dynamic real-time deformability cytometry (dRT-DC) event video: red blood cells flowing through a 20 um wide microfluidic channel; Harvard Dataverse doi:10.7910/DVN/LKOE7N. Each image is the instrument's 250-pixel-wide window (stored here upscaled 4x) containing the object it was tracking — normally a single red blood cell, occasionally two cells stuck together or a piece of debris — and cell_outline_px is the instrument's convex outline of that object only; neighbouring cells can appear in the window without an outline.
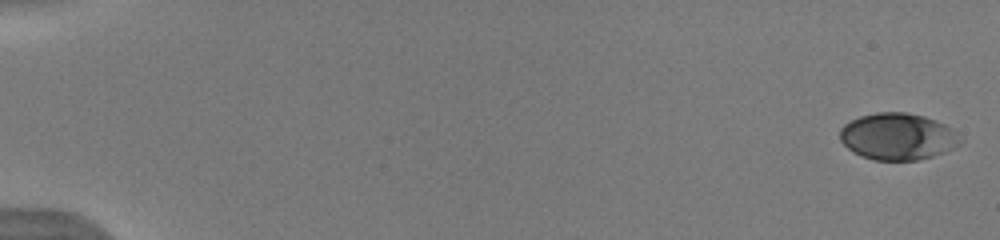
{"species": "human", "species_latin": "Homo sapiens", "temperature_condition": "warm", "stored_images_in_passage": 35, "camera_frame_rate_fps": 3000, "um_per_image_px": 0.085, "donor": {"sex": "male"}, "frame": {"image": 1, "passage_image": 1, "time_ms": 0.0, "image_size_px": [1000, 240], "cell_outline_px": [[964, 140], [960, 144], [944, 152], [920, 160], [872, 160], [860, 156], [852, 152], [840, 140], [840, 128], [844, 124], [860, 116], [876, 112], [904, 112], [924, 116], [936, 120], [952, 128]], "centroid_in_image_um": [76.31, 11.61], "position_along_channel_um": 8.7, "area_um2": 33.0}}
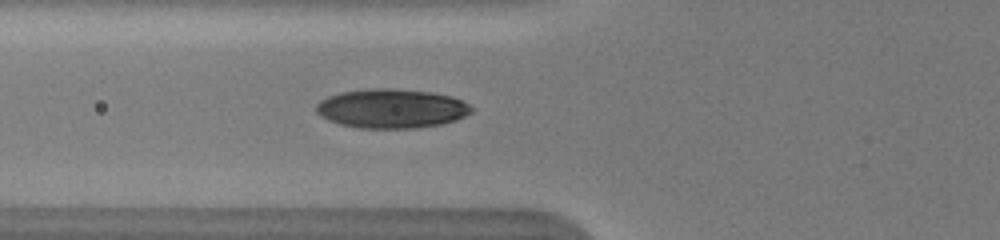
{"frame": {"image": 2, "passage_image": 14, "time_ms": 4.333, "image_size_px": [1000, 240], "cell_outline_px": [[472, 112], [456, 120], [440, 124], [416, 128], [360, 128], [340, 124], [328, 120], [320, 116], [316, 112], [316, 104], [320, 100], [328, 96], [340, 92], [372, 88], [396, 88], [432, 92], [452, 96], [468, 104], [472, 108]], "centroid_in_image_um": [33.26, 9.22], "position_along_channel_um": 92.5, "area_um2": 35.6}}
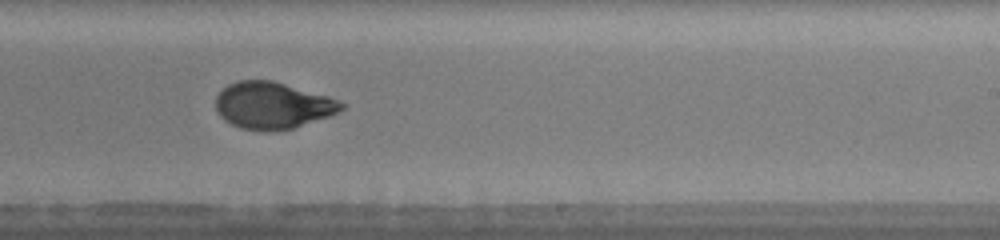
{"frame": {"image": 3, "passage_image": 23, "time_ms": 7.333, "image_size_px": [1000, 240], "cell_outline_px": [[348, 104], [340, 112], [292, 128], [272, 132], [260, 132], [240, 128], [224, 120], [216, 112], [216, 96], [228, 84], [240, 80], [272, 80], [328, 96]], "centroid_in_image_um": [23.17, 8.97], "position_along_channel_um": 265.8, "area_um2": 34.45}}